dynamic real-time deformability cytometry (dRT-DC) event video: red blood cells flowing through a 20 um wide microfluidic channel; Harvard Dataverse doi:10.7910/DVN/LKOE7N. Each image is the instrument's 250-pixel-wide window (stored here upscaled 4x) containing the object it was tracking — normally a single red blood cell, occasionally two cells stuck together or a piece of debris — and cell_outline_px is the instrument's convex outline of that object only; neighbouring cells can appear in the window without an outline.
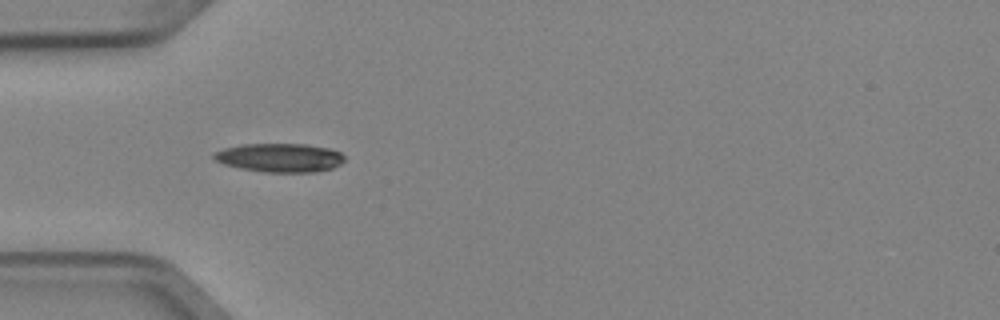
{"species": "Egyptian fruit bat (a non-hibernating species)", "species_latin": "Rousettus aegyptiacus", "temperature_condition": "cold", "stored_images_in_passage": 7, "camera_frame_rate_fps": 3000, "um_per_image_px": 0.085, "animal": {"sex": "female"}, "frame": {"image": 1, "passage_image": 5, "time_ms": 1.333, "image_size_px": [1000, 320], "cell_outline_px": [[344, 160], [340, 164], [332, 168], [312, 172], [264, 172], [240, 168], [224, 164], [212, 160], [212, 152], [224, 148], [244, 144], [304, 144], [328, 148], [340, 152], [344, 156]], "centroid_in_image_um": [23.73, 13.4], "position_along_channel_um": 61.3, "area_um2": 21.91}}
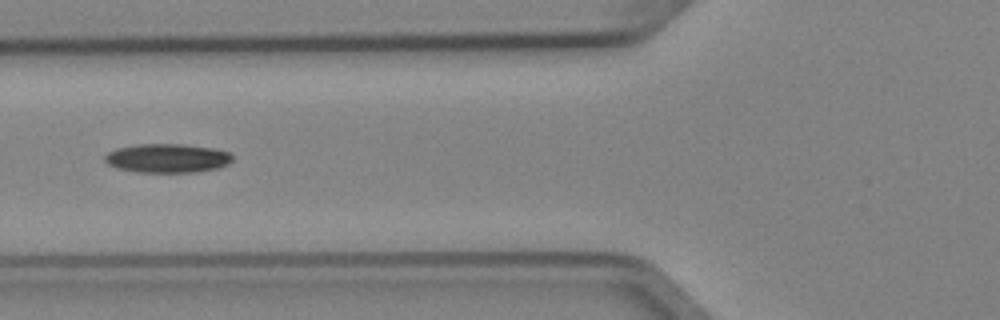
{"frame": {"image": 2, "passage_image": 6, "time_ms": 1.667, "image_size_px": [1000, 320], "cell_outline_px": [[232, 160], [228, 164], [220, 168], [196, 172], [136, 172], [116, 168], [108, 164], [104, 160], [104, 156], [108, 152], [116, 148], [140, 144], [180, 144], [212, 148], [228, 152], [232, 156]], "centroid_in_image_um": [14.2, 13.45], "position_along_channel_um": 111.6, "area_um2": 21.56}}
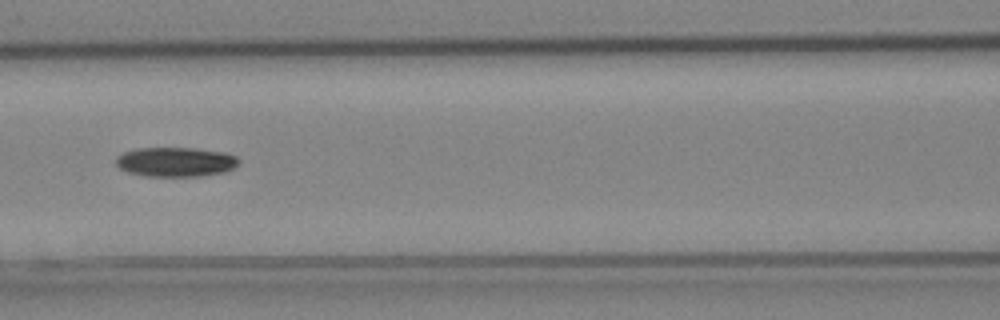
{"frame": {"image": 3, "passage_image": 7, "time_ms": 2.0, "image_size_px": [1000, 320], "cell_outline_px": [[240, 160], [232, 168], [224, 172], [196, 176], [148, 176], [128, 172], [120, 168], [116, 164], [116, 156], [124, 152], [136, 148], [196, 148], [224, 152], [236, 156]], "centroid_in_image_um": [14.91, 13.75], "position_along_channel_um": 151.7, "area_um2": 20.98}}